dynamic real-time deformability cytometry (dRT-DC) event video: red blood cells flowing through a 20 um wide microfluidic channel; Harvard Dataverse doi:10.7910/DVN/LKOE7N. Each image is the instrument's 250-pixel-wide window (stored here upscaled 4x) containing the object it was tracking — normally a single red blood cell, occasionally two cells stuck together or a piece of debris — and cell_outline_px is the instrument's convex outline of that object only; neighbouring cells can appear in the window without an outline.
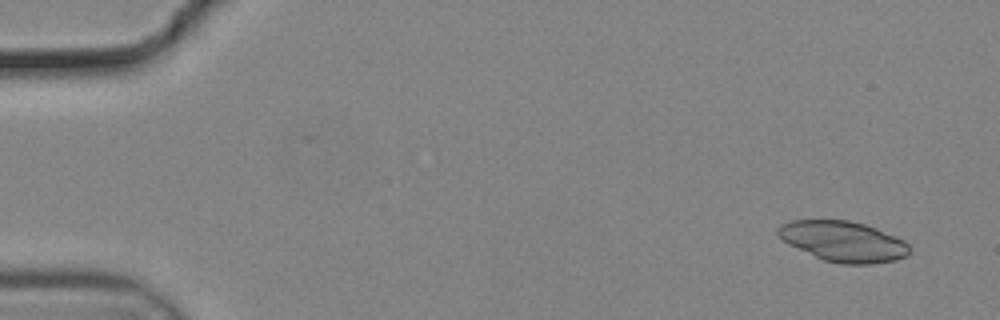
{"species": "common noctule bat (a hibernating species)", "species_latin": "Nyctalus noctula", "temperature_condition": "cold", "stored_images_in_passage": 55, "segment_of_instrument_passage": [1, 2], "camera_frame_rate_fps": 3000, "um_per_image_px": 0.085, "animal": {"sex": "male", "body_mass_g": 19.2, "forearm_length_mm": 51.8}, "frame": {"image": 1, "passage_image": 4, "time_ms": 1.0, "image_size_px": [1000, 320], "cell_outline_px": [[912, 248], [908, 256], [896, 260], [868, 264], [840, 264], [824, 260], [788, 244], [780, 240], [776, 232], [776, 228], [780, 224], [792, 220], [848, 220], [864, 224], [876, 228], [896, 236], [904, 240]], "centroid_in_image_um": [71.67, 20.52], "position_along_channel_um": 13.3, "area_um2": 31.27}}